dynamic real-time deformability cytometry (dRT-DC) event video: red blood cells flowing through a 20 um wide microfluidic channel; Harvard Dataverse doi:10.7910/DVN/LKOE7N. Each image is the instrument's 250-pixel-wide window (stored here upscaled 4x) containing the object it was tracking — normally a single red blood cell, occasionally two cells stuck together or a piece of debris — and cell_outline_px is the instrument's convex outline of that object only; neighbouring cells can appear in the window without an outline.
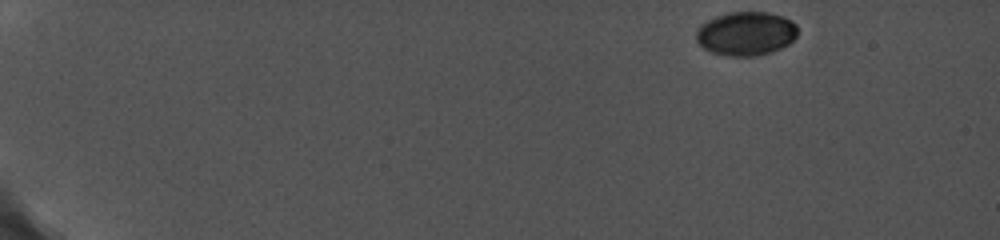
{"species": "common noctule bat (a hibernating species)", "species_latin": "Nyctalus noctula", "temperature_condition": "cold", "stored_images_in_passage": 28, "camera_frame_rate_fps": 5000, "um_per_image_px": 0.085, "animal": {"sex": "female", "body_mass_g": 19.0, "forearm_length_mm": 56.7}, "frame": {"image": 1, "passage_image": 1, "time_ms": 0.0, "image_size_px": [1000, 240], "cell_outline_px": [[796, 36], [788, 44], [772, 52], [756, 56], [724, 56], [712, 52], [704, 48], [696, 40], [696, 32], [708, 20], [716, 16], [728, 12], [768, 12], [784, 16], [792, 20], [796, 24]], "centroid_in_image_um": [63.43, 2.85], "position_along_channel_um": 21.6, "area_um2": 25.89}}
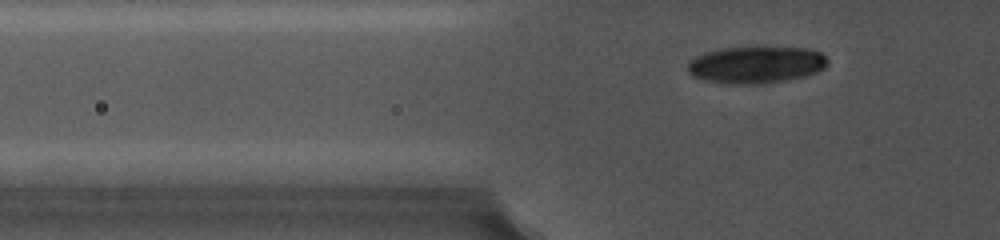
{"frame": {"image": 2, "passage_image": 24, "time_ms": 4.6, "image_size_px": [1000, 240], "cell_outline_px": [[828, 60], [824, 68], [816, 72], [804, 76], [764, 84], [728, 84], [708, 80], [692, 76], [688, 72], [688, 64], [696, 56], [704, 52], [720, 48], [756, 44], [760, 44], [808, 48], [820, 52]], "centroid_in_image_um": [64.27, 5.44], "position_along_channel_um": 61.5, "area_um2": 31.15}}